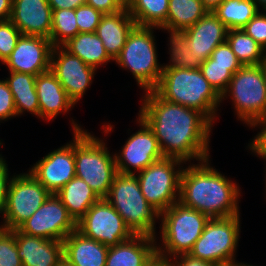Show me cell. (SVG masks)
<instances>
[{
	"mask_svg": "<svg viewBox=\"0 0 266 266\" xmlns=\"http://www.w3.org/2000/svg\"><path fill=\"white\" fill-rule=\"evenodd\" d=\"M156 237L134 235L131 239L110 246L105 266H146L157 254Z\"/></svg>",
	"mask_w": 266,
	"mask_h": 266,
	"instance_id": "obj_21",
	"label": "cell"
},
{
	"mask_svg": "<svg viewBox=\"0 0 266 266\" xmlns=\"http://www.w3.org/2000/svg\"><path fill=\"white\" fill-rule=\"evenodd\" d=\"M160 217L163 246H156L157 254L170 260L171 256L188 254L192 250L210 219L179 201L162 212Z\"/></svg>",
	"mask_w": 266,
	"mask_h": 266,
	"instance_id": "obj_6",
	"label": "cell"
},
{
	"mask_svg": "<svg viewBox=\"0 0 266 266\" xmlns=\"http://www.w3.org/2000/svg\"><path fill=\"white\" fill-rule=\"evenodd\" d=\"M12 92L16 114L22 115L24 111L39 116V101L36 92V76L28 73L10 72L6 78Z\"/></svg>",
	"mask_w": 266,
	"mask_h": 266,
	"instance_id": "obj_27",
	"label": "cell"
},
{
	"mask_svg": "<svg viewBox=\"0 0 266 266\" xmlns=\"http://www.w3.org/2000/svg\"><path fill=\"white\" fill-rule=\"evenodd\" d=\"M52 42L42 36L21 35L11 55L4 61L9 72L34 76L50 70Z\"/></svg>",
	"mask_w": 266,
	"mask_h": 266,
	"instance_id": "obj_16",
	"label": "cell"
},
{
	"mask_svg": "<svg viewBox=\"0 0 266 266\" xmlns=\"http://www.w3.org/2000/svg\"><path fill=\"white\" fill-rule=\"evenodd\" d=\"M170 33V64L163 68L199 69L202 62L190 53L186 30L162 28Z\"/></svg>",
	"mask_w": 266,
	"mask_h": 266,
	"instance_id": "obj_32",
	"label": "cell"
},
{
	"mask_svg": "<svg viewBox=\"0 0 266 266\" xmlns=\"http://www.w3.org/2000/svg\"><path fill=\"white\" fill-rule=\"evenodd\" d=\"M79 33L74 9L52 10L50 41L53 46H62Z\"/></svg>",
	"mask_w": 266,
	"mask_h": 266,
	"instance_id": "obj_33",
	"label": "cell"
},
{
	"mask_svg": "<svg viewBox=\"0 0 266 266\" xmlns=\"http://www.w3.org/2000/svg\"><path fill=\"white\" fill-rule=\"evenodd\" d=\"M243 65H221L213 64V60L209 57L200 66L203 77L221 96L228 87L230 80L235 72Z\"/></svg>",
	"mask_w": 266,
	"mask_h": 266,
	"instance_id": "obj_34",
	"label": "cell"
},
{
	"mask_svg": "<svg viewBox=\"0 0 266 266\" xmlns=\"http://www.w3.org/2000/svg\"><path fill=\"white\" fill-rule=\"evenodd\" d=\"M57 266H73L65 258H63Z\"/></svg>",
	"mask_w": 266,
	"mask_h": 266,
	"instance_id": "obj_51",
	"label": "cell"
},
{
	"mask_svg": "<svg viewBox=\"0 0 266 266\" xmlns=\"http://www.w3.org/2000/svg\"><path fill=\"white\" fill-rule=\"evenodd\" d=\"M172 258V266H217L202 259L194 258L190 254H180Z\"/></svg>",
	"mask_w": 266,
	"mask_h": 266,
	"instance_id": "obj_44",
	"label": "cell"
},
{
	"mask_svg": "<svg viewBox=\"0 0 266 266\" xmlns=\"http://www.w3.org/2000/svg\"><path fill=\"white\" fill-rule=\"evenodd\" d=\"M22 33L10 20H0V61L11 55Z\"/></svg>",
	"mask_w": 266,
	"mask_h": 266,
	"instance_id": "obj_36",
	"label": "cell"
},
{
	"mask_svg": "<svg viewBox=\"0 0 266 266\" xmlns=\"http://www.w3.org/2000/svg\"><path fill=\"white\" fill-rule=\"evenodd\" d=\"M169 0H133L128 12L138 26H166Z\"/></svg>",
	"mask_w": 266,
	"mask_h": 266,
	"instance_id": "obj_29",
	"label": "cell"
},
{
	"mask_svg": "<svg viewBox=\"0 0 266 266\" xmlns=\"http://www.w3.org/2000/svg\"><path fill=\"white\" fill-rule=\"evenodd\" d=\"M50 192L29 172L11 178L2 211L1 228L14 230L29 219L50 196Z\"/></svg>",
	"mask_w": 266,
	"mask_h": 266,
	"instance_id": "obj_11",
	"label": "cell"
},
{
	"mask_svg": "<svg viewBox=\"0 0 266 266\" xmlns=\"http://www.w3.org/2000/svg\"><path fill=\"white\" fill-rule=\"evenodd\" d=\"M209 159L190 164L182 170L179 202L209 218H225L239 214L240 189L216 169Z\"/></svg>",
	"mask_w": 266,
	"mask_h": 266,
	"instance_id": "obj_2",
	"label": "cell"
},
{
	"mask_svg": "<svg viewBox=\"0 0 266 266\" xmlns=\"http://www.w3.org/2000/svg\"><path fill=\"white\" fill-rule=\"evenodd\" d=\"M123 8H128L133 0H117Z\"/></svg>",
	"mask_w": 266,
	"mask_h": 266,
	"instance_id": "obj_50",
	"label": "cell"
},
{
	"mask_svg": "<svg viewBox=\"0 0 266 266\" xmlns=\"http://www.w3.org/2000/svg\"><path fill=\"white\" fill-rule=\"evenodd\" d=\"M7 164L3 157H0V214L2 213L5 202H6V197L8 193V187L11 181V177L9 179V174H8V168Z\"/></svg>",
	"mask_w": 266,
	"mask_h": 266,
	"instance_id": "obj_42",
	"label": "cell"
},
{
	"mask_svg": "<svg viewBox=\"0 0 266 266\" xmlns=\"http://www.w3.org/2000/svg\"><path fill=\"white\" fill-rule=\"evenodd\" d=\"M76 176L84 180L99 198H106L115 175V155L106 144L94 137L72 119Z\"/></svg>",
	"mask_w": 266,
	"mask_h": 266,
	"instance_id": "obj_4",
	"label": "cell"
},
{
	"mask_svg": "<svg viewBox=\"0 0 266 266\" xmlns=\"http://www.w3.org/2000/svg\"><path fill=\"white\" fill-rule=\"evenodd\" d=\"M263 66H264L265 71H266V51H265V56H264V59H263Z\"/></svg>",
	"mask_w": 266,
	"mask_h": 266,
	"instance_id": "obj_53",
	"label": "cell"
},
{
	"mask_svg": "<svg viewBox=\"0 0 266 266\" xmlns=\"http://www.w3.org/2000/svg\"><path fill=\"white\" fill-rule=\"evenodd\" d=\"M145 93L138 115L154 132L163 156L185 164L209 159L213 123L200 111L168 102L154 90Z\"/></svg>",
	"mask_w": 266,
	"mask_h": 266,
	"instance_id": "obj_1",
	"label": "cell"
},
{
	"mask_svg": "<svg viewBox=\"0 0 266 266\" xmlns=\"http://www.w3.org/2000/svg\"><path fill=\"white\" fill-rule=\"evenodd\" d=\"M253 1L256 4L258 10H259V7L262 6L264 11H266V0H253Z\"/></svg>",
	"mask_w": 266,
	"mask_h": 266,
	"instance_id": "obj_49",
	"label": "cell"
},
{
	"mask_svg": "<svg viewBox=\"0 0 266 266\" xmlns=\"http://www.w3.org/2000/svg\"><path fill=\"white\" fill-rule=\"evenodd\" d=\"M240 217L210 218L201 236L188 253L194 258L216 264L232 266L239 241Z\"/></svg>",
	"mask_w": 266,
	"mask_h": 266,
	"instance_id": "obj_9",
	"label": "cell"
},
{
	"mask_svg": "<svg viewBox=\"0 0 266 266\" xmlns=\"http://www.w3.org/2000/svg\"><path fill=\"white\" fill-rule=\"evenodd\" d=\"M62 47L70 54L79 57L85 64L94 68L114 61L104 48L103 42L95 32L78 33L70 38Z\"/></svg>",
	"mask_w": 266,
	"mask_h": 266,
	"instance_id": "obj_26",
	"label": "cell"
},
{
	"mask_svg": "<svg viewBox=\"0 0 266 266\" xmlns=\"http://www.w3.org/2000/svg\"><path fill=\"white\" fill-rule=\"evenodd\" d=\"M86 4L103 14H113L123 9L117 0H86Z\"/></svg>",
	"mask_w": 266,
	"mask_h": 266,
	"instance_id": "obj_43",
	"label": "cell"
},
{
	"mask_svg": "<svg viewBox=\"0 0 266 266\" xmlns=\"http://www.w3.org/2000/svg\"><path fill=\"white\" fill-rule=\"evenodd\" d=\"M108 249L77 230L63 240V258L73 266H105Z\"/></svg>",
	"mask_w": 266,
	"mask_h": 266,
	"instance_id": "obj_24",
	"label": "cell"
},
{
	"mask_svg": "<svg viewBox=\"0 0 266 266\" xmlns=\"http://www.w3.org/2000/svg\"><path fill=\"white\" fill-rule=\"evenodd\" d=\"M67 208L68 214L78 222L100 198L81 178L75 176L55 193Z\"/></svg>",
	"mask_w": 266,
	"mask_h": 266,
	"instance_id": "obj_25",
	"label": "cell"
},
{
	"mask_svg": "<svg viewBox=\"0 0 266 266\" xmlns=\"http://www.w3.org/2000/svg\"><path fill=\"white\" fill-rule=\"evenodd\" d=\"M29 236L50 240H63L76 230V222L68 214L60 198L51 193L35 213L18 228Z\"/></svg>",
	"mask_w": 266,
	"mask_h": 266,
	"instance_id": "obj_13",
	"label": "cell"
},
{
	"mask_svg": "<svg viewBox=\"0 0 266 266\" xmlns=\"http://www.w3.org/2000/svg\"><path fill=\"white\" fill-rule=\"evenodd\" d=\"M232 266H252V265H248V264H243V263H234Z\"/></svg>",
	"mask_w": 266,
	"mask_h": 266,
	"instance_id": "obj_52",
	"label": "cell"
},
{
	"mask_svg": "<svg viewBox=\"0 0 266 266\" xmlns=\"http://www.w3.org/2000/svg\"><path fill=\"white\" fill-rule=\"evenodd\" d=\"M75 15L79 33H84L96 32L97 26L104 14L85 4L75 9Z\"/></svg>",
	"mask_w": 266,
	"mask_h": 266,
	"instance_id": "obj_37",
	"label": "cell"
},
{
	"mask_svg": "<svg viewBox=\"0 0 266 266\" xmlns=\"http://www.w3.org/2000/svg\"><path fill=\"white\" fill-rule=\"evenodd\" d=\"M146 266H172L171 260L156 254Z\"/></svg>",
	"mask_w": 266,
	"mask_h": 266,
	"instance_id": "obj_47",
	"label": "cell"
},
{
	"mask_svg": "<svg viewBox=\"0 0 266 266\" xmlns=\"http://www.w3.org/2000/svg\"><path fill=\"white\" fill-rule=\"evenodd\" d=\"M213 12L230 29H242L258 12L253 0H223Z\"/></svg>",
	"mask_w": 266,
	"mask_h": 266,
	"instance_id": "obj_30",
	"label": "cell"
},
{
	"mask_svg": "<svg viewBox=\"0 0 266 266\" xmlns=\"http://www.w3.org/2000/svg\"><path fill=\"white\" fill-rule=\"evenodd\" d=\"M208 11L201 0H169L164 28L185 30L193 26Z\"/></svg>",
	"mask_w": 266,
	"mask_h": 266,
	"instance_id": "obj_28",
	"label": "cell"
},
{
	"mask_svg": "<svg viewBox=\"0 0 266 266\" xmlns=\"http://www.w3.org/2000/svg\"><path fill=\"white\" fill-rule=\"evenodd\" d=\"M137 121L140 130L127 139L119 155L114 154L117 171L122 174H135V170L139 173L164 157L154 132L139 117Z\"/></svg>",
	"mask_w": 266,
	"mask_h": 266,
	"instance_id": "obj_15",
	"label": "cell"
},
{
	"mask_svg": "<svg viewBox=\"0 0 266 266\" xmlns=\"http://www.w3.org/2000/svg\"><path fill=\"white\" fill-rule=\"evenodd\" d=\"M153 29L136 25L114 60L121 68L129 69L144 91L154 90L160 82L163 66L158 63Z\"/></svg>",
	"mask_w": 266,
	"mask_h": 266,
	"instance_id": "obj_7",
	"label": "cell"
},
{
	"mask_svg": "<svg viewBox=\"0 0 266 266\" xmlns=\"http://www.w3.org/2000/svg\"><path fill=\"white\" fill-rule=\"evenodd\" d=\"M52 10L60 9H77L79 6L85 5L86 0H48Z\"/></svg>",
	"mask_w": 266,
	"mask_h": 266,
	"instance_id": "obj_45",
	"label": "cell"
},
{
	"mask_svg": "<svg viewBox=\"0 0 266 266\" xmlns=\"http://www.w3.org/2000/svg\"><path fill=\"white\" fill-rule=\"evenodd\" d=\"M190 53L203 63L216 47L225 42L228 29L213 11H208L193 26L185 29Z\"/></svg>",
	"mask_w": 266,
	"mask_h": 266,
	"instance_id": "obj_19",
	"label": "cell"
},
{
	"mask_svg": "<svg viewBox=\"0 0 266 266\" xmlns=\"http://www.w3.org/2000/svg\"><path fill=\"white\" fill-rule=\"evenodd\" d=\"M0 266H22L16 245V229L0 227Z\"/></svg>",
	"mask_w": 266,
	"mask_h": 266,
	"instance_id": "obj_35",
	"label": "cell"
},
{
	"mask_svg": "<svg viewBox=\"0 0 266 266\" xmlns=\"http://www.w3.org/2000/svg\"><path fill=\"white\" fill-rule=\"evenodd\" d=\"M50 71L58 79L69 99L76 104L91 85L96 68L85 64L79 57L70 54L62 46H54Z\"/></svg>",
	"mask_w": 266,
	"mask_h": 266,
	"instance_id": "obj_14",
	"label": "cell"
},
{
	"mask_svg": "<svg viewBox=\"0 0 266 266\" xmlns=\"http://www.w3.org/2000/svg\"><path fill=\"white\" fill-rule=\"evenodd\" d=\"M127 8L113 14H104L96 29L108 55L115 60L125 45L128 35L136 26Z\"/></svg>",
	"mask_w": 266,
	"mask_h": 266,
	"instance_id": "obj_23",
	"label": "cell"
},
{
	"mask_svg": "<svg viewBox=\"0 0 266 266\" xmlns=\"http://www.w3.org/2000/svg\"><path fill=\"white\" fill-rule=\"evenodd\" d=\"M258 12L242 30L266 51V11Z\"/></svg>",
	"mask_w": 266,
	"mask_h": 266,
	"instance_id": "obj_38",
	"label": "cell"
},
{
	"mask_svg": "<svg viewBox=\"0 0 266 266\" xmlns=\"http://www.w3.org/2000/svg\"><path fill=\"white\" fill-rule=\"evenodd\" d=\"M228 94V95H227ZM231 96L238 118L247 125L266 118V71L263 64L242 66L221 95Z\"/></svg>",
	"mask_w": 266,
	"mask_h": 266,
	"instance_id": "obj_8",
	"label": "cell"
},
{
	"mask_svg": "<svg viewBox=\"0 0 266 266\" xmlns=\"http://www.w3.org/2000/svg\"><path fill=\"white\" fill-rule=\"evenodd\" d=\"M12 0H0V20H10Z\"/></svg>",
	"mask_w": 266,
	"mask_h": 266,
	"instance_id": "obj_46",
	"label": "cell"
},
{
	"mask_svg": "<svg viewBox=\"0 0 266 266\" xmlns=\"http://www.w3.org/2000/svg\"><path fill=\"white\" fill-rule=\"evenodd\" d=\"M17 116L12 92L5 80H0V121Z\"/></svg>",
	"mask_w": 266,
	"mask_h": 266,
	"instance_id": "obj_39",
	"label": "cell"
},
{
	"mask_svg": "<svg viewBox=\"0 0 266 266\" xmlns=\"http://www.w3.org/2000/svg\"><path fill=\"white\" fill-rule=\"evenodd\" d=\"M154 91L168 102L200 111L212 123L221 103V96L200 69L163 68Z\"/></svg>",
	"mask_w": 266,
	"mask_h": 266,
	"instance_id": "obj_3",
	"label": "cell"
},
{
	"mask_svg": "<svg viewBox=\"0 0 266 266\" xmlns=\"http://www.w3.org/2000/svg\"><path fill=\"white\" fill-rule=\"evenodd\" d=\"M210 58L213 60V64L242 65L227 41L219 44L210 55Z\"/></svg>",
	"mask_w": 266,
	"mask_h": 266,
	"instance_id": "obj_40",
	"label": "cell"
},
{
	"mask_svg": "<svg viewBox=\"0 0 266 266\" xmlns=\"http://www.w3.org/2000/svg\"><path fill=\"white\" fill-rule=\"evenodd\" d=\"M10 21L22 35L42 36L50 40L52 8L48 0H12Z\"/></svg>",
	"mask_w": 266,
	"mask_h": 266,
	"instance_id": "obj_18",
	"label": "cell"
},
{
	"mask_svg": "<svg viewBox=\"0 0 266 266\" xmlns=\"http://www.w3.org/2000/svg\"><path fill=\"white\" fill-rule=\"evenodd\" d=\"M16 245L22 266H57L63 259V242L29 236L16 229Z\"/></svg>",
	"mask_w": 266,
	"mask_h": 266,
	"instance_id": "obj_20",
	"label": "cell"
},
{
	"mask_svg": "<svg viewBox=\"0 0 266 266\" xmlns=\"http://www.w3.org/2000/svg\"><path fill=\"white\" fill-rule=\"evenodd\" d=\"M35 87L39 101V118L53 120L75 105L50 70L36 76Z\"/></svg>",
	"mask_w": 266,
	"mask_h": 266,
	"instance_id": "obj_22",
	"label": "cell"
},
{
	"mask_svg": "<svg viewBox=\"0 0 266 266\" xmlns=\"http://www.w3.org/2000/svg\"><path fill=\"white\" fill-rule=\"evenodd\" d=\"M181 163L185 162L163 157L136 174L143 196L159 214L179 201Z\"/></svg>",
	"mask_w": 266,
	"mask_h": 266,
	"instance_id": "obj_10",
	"label": "cell"
},
{
	"mask_svg": "<svg viewBox=\"0 0 266 266\" xmlns=\"http://www.w3.org/2000/svg\"><path fill=\"white\" fill-rule=\"evenodd\" d=\"M135 235L155 236L160 214L146 201L135 174L117 173L105 198Z\"/></svg>",
	"mask_w": 266,
	"mask_h": 266,
	"instance_id": "obj_5",
	"label": "cell"
},
{
	"mask_svg": "<svg viewBox=\"0 0 266 266\" xmlns=\"http://www.w3.org/2000/svg\"><path fill=\"white\" fill-rule=\"evenodd\" d=\"M226 41L243 66L263 64L264 48L242 29L228 30Z\"/></svg>",
	"mask_w": 266,
	"mask_h": 266,
	"instance_id": "obj_31",
	"label": "cell"
},
{
	"mask_svg": "<svg viewBox=\"0 0 266 266\" xmlns=\"http://www.w3.org/2000/svg\"><path fill=\"white\" fill-rule=\"evenodd\" d=\"M76 230L108 247L125 242L135 235L105 198L95 202L76 222Z\"/></svg>",
	"mask_w": 266,
	"mask_h": 266,
	"instance_id": "obj_12",
	"label": "cell"
},
{
	"mask_svg": "<svg viewBox=\"0 0 266 266\" xmlns=\"http://www.w3.org/2000/svg\"><path fill=\"white\" fill-rule=\"evenodd\" d=\"M201 1L209 11H213L223 0H201Z\"/></svg>",
	"mask_w": 266,
	"mask_h": 266,
	"instance_id": "obj_48",
	"label": "cell"
},
{
	"mask_svg": "<svg viewBox=\"0 0 266 266\" xmlns=\"http://www.w3.org/2000/svg\"><path fill=\"white\" fill-rule=\"evenodd\" d=\"M29 172L50 193H57L76 176L74 140L49 152Z\"/></svg>",
	"mask_w": 266,
	"mask_h": 266,
	"instance_id": "obj_17",
	"label": "cell"
},
{
	"mask_svg": "<svg viewBox=\"0 0 266 266\" xmlns=\"http://www.w3.org/2000/svg\"><path fill=\"white\" fill-rule=\"evenodd\" d=\"M263 127L261 131L254 137L253 141L248 145L250 150L260 156V158L266 159V118L254 122L250 127Z\"/></svg>",
	"mask_w": 266,
	"mask_h": 266,
	"instance_id": "obj_41",
	"label": "cell"
}]
</instances>
